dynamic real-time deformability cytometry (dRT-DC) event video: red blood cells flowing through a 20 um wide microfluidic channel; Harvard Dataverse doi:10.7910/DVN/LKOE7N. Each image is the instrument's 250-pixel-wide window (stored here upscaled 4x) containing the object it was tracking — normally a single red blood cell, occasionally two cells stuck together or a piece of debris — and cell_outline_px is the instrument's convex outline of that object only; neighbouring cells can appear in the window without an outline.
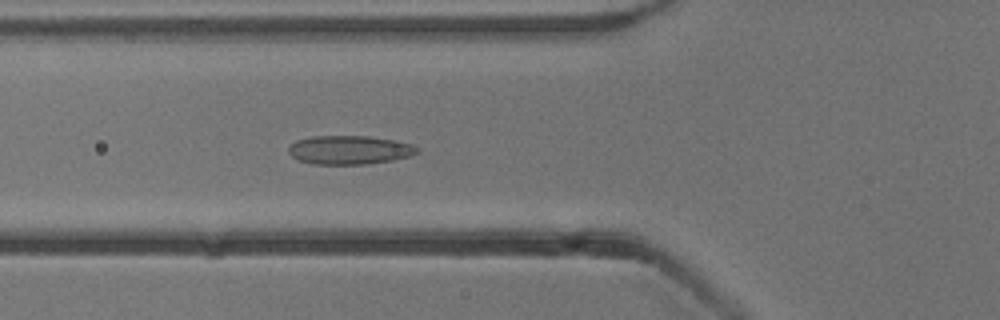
{"species": "common noctule bat (a hibernating species)", "species_latin": "Nyctalus noctula", "temperature_condition": "cold", "stored_images_in_passage": 53, "camera_frame_rate_fps": 3000, "um_per_image_px": 0.085, "animal": {"sex": "male", "body_mass_g": 13.3}, "frame": {"image": 1, "passage_image": 19, "time_ms": 6.0, "image_size_px": [1000, 320], "cell_outline_px": [[420, 148], [416, 152], [408, 156], [392, 160], [364, 164], [312, 164], [300, 160], [292, 156], [288, 152], [288, 148], [296, 140], [312, 136], [368, 136], [396, 140], [412, 144]], "centroid_in_image_um": [29.7, 12.73], "position_along_channel_um": 96.1, "area_um2": 21.44}}
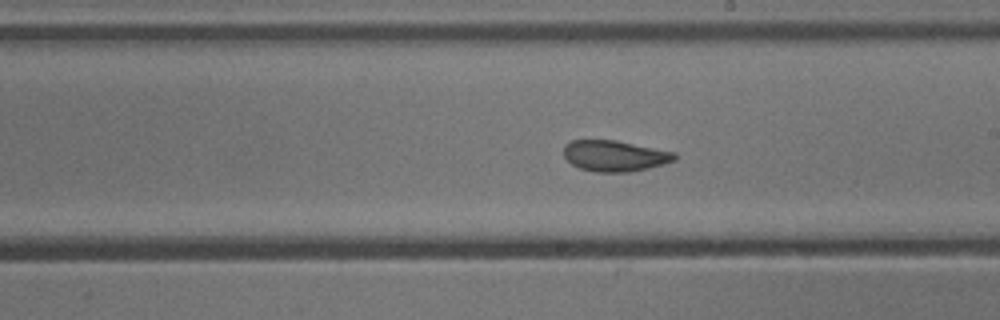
{"frame": {"image": 2, "passage_image": 30, "time_ms": 9.667, "image_size_px": [1000, 320], "cell_outline_px": [[676, 160], [664, 164], [648, 168], [628, 172], [596, 172], [580, 168], [572, 164], [564, 156], [564, 144], [572, 140], [616, 140], [676, 152]], "centroid_in_image_um": [52.26, 13.24], "position_along_channel_um": 236.7, "area_um2": 20.06}}
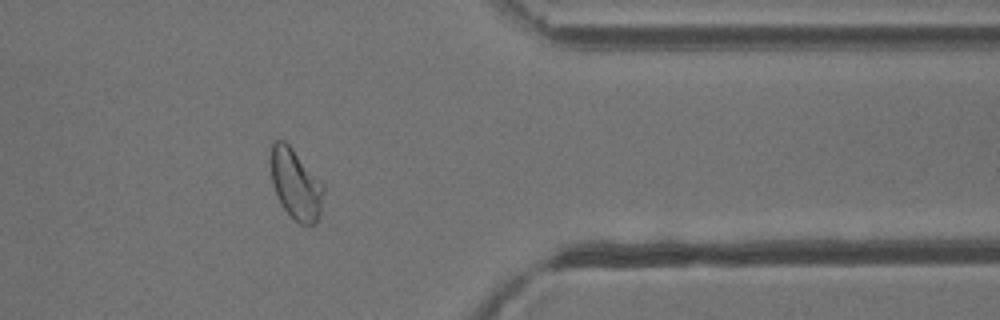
{"frame": {"image": 3, "passage_image": 43, "time_ms": 14.0, "image_size_px": [1000, 320], "cell_outline_px": [[324, 192], [320, 212], [316, 224], [300, 224], [284, 208], [272, 184], [272, 144], [276, 140], [284, 140], [292, 148], [324, 184]], "centroid_in_image_um": [25.17, 15.66], "position_along_channel_um": 386.2, "area_um2": 21.1}, "authors_computed_cell_mechanics": {"area_um2": 22.1374, "velocity_mm_per_s": 3.8184, "shape_relaxation_time_tau1_ms": 11.2125, "shape_relaxation_time_tau2_ms": 1.1501, "deformation_change_tau1": 0.2001, "deformation_change_tau2": 0.0571}}